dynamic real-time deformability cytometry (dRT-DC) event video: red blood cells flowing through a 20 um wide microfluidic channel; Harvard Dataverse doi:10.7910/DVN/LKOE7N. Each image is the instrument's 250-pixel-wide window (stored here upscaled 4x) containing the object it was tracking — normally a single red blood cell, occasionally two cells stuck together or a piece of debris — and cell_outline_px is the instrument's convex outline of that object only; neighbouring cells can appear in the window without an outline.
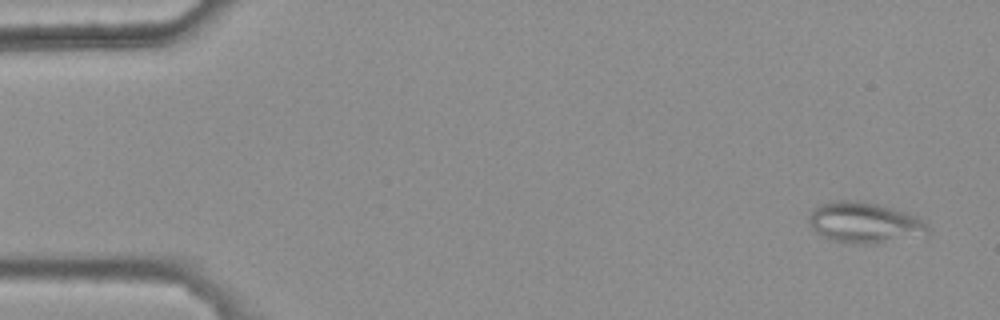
{"species": "common noctule bat (a hibernating species)", "species_latin": "Nyctalus noctula", "temperature_condition": "warm", "stored_images_in_passage": 46, "camera_frame_rate_fps": 3000, "um_per_image_px": 0.085, "animal": {"sex": "female", "body_mass_g": 25.1}, "frame": {"image": 1, "passage_image": 2, "time_ms": 0.333, "image_size_px": [1000, 320], "cell_outline_px": [[928, 240], [880, 244], [860, 244], [832, 240], [820, 236], [808, 224], [808, 216], [820, 204], [836, 200], [860, 200], [892, 208], [916, 216], [924, 220], [928, 228]], "centroid_in_image_um": [73.61, 18.98], "position_along_channel_um": 11.4, "area_um2": 29.48}}
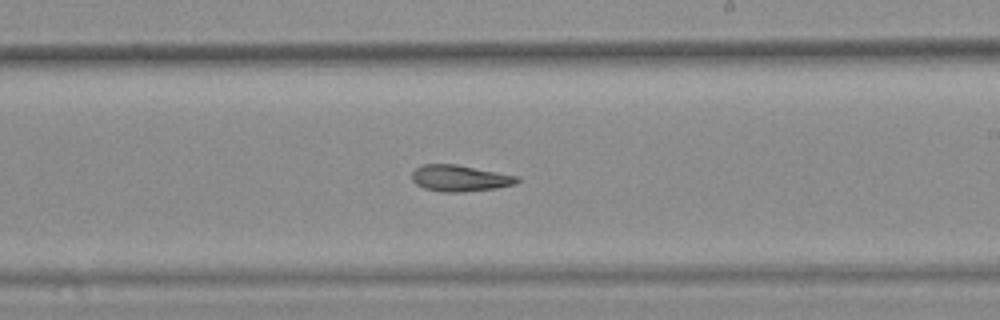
{"frame": {"image": 2, "passage_image": 31, "time_ms": 10.0, "image_size_px": [1000, 320], "cell_outline_px": [[520, 180], [516, 184], [496, 188], [464, 192], [440, 192], [424, 188], [416, 184], [412, 180], [412, 172], [416, 168], [424, 164], [456, 164], [520, 176]], "centroid_in_image_um": [39.11, 15.15], "position_along_channel_um": 249.9, "area_um2": 16.3}}
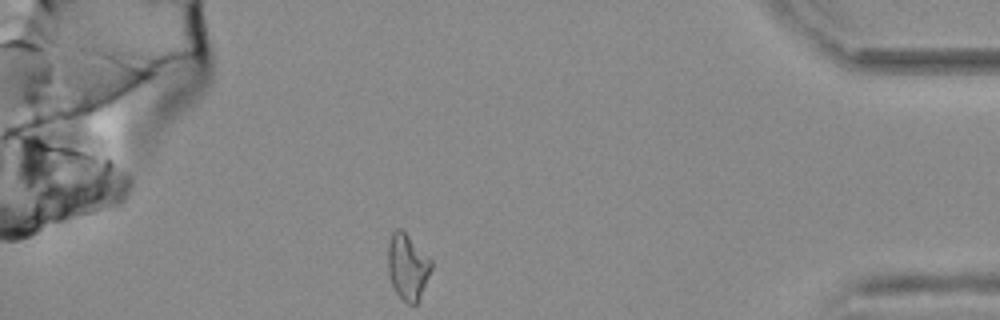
{"frame": {"image": 3, "passage_image": 46, "time_ms": 15.0, "image_size_px": [1000, 320], "cell_outline_px": [[432, 268], [420, 296], [416, 304], [408, 304], [396, 292], [392, 284], [388, 272], [388, 244], [392, 232], [396, 228], [400, 228], [432, 260]], "centroid_in_image_um": [34.64, 22.66], "position_along_channel_um": 400.6, "area_um2": 16.36}}